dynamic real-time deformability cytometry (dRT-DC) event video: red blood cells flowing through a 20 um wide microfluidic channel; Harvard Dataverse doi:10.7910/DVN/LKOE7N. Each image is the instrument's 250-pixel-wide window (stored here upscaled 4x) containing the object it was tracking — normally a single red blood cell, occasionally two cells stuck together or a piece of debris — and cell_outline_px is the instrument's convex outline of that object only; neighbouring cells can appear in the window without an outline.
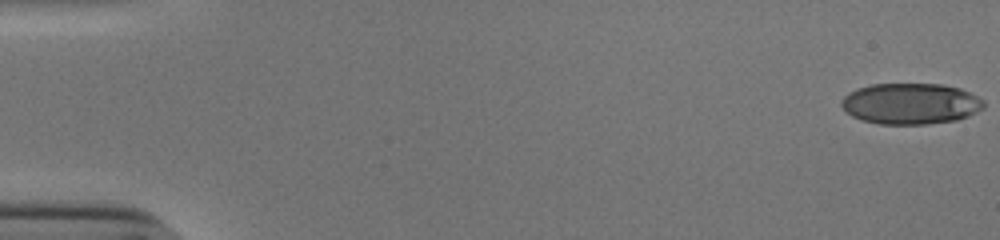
{"species": "human", "species_latin": "Homo sapiens", "temperature_condition": "cold", "stored_images_in_passage": 54, "camera_frame_rate_fps": 3000, "um_per_image_px": 0.085, "donor": {"sex": "male"}, "frame": {"image": 1, "passage_image": 1, "time_ms": 0.0, "image_size_px": [1000, 240], "cell_outline_px": [[984, 108], [968, 116], [956, 120], [928, 124], [880, 124], [864, 120], [852, 116], [840, 104], [840, 100], [848, 92], [856, 88], [872, 84], [940, 84], [960, 88], [984, 100]], "centroid_in_image_um": [77.39, 8.81], "position_along_channel_um": 7.6, "area_um2": 34.04}}
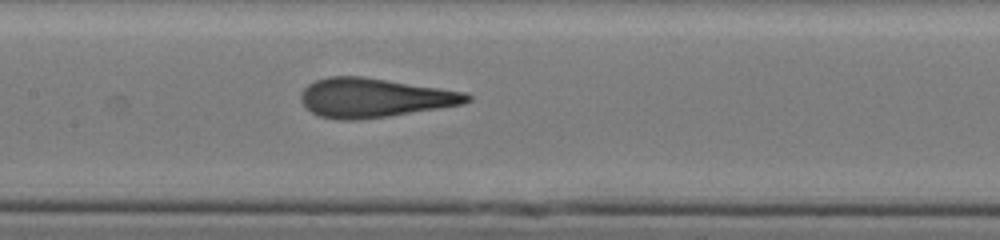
{"frame": {"image": 2, "passage_image": 27, "time_ms": 8.667, "image_size_px": [1000, 240], "cell_outline_px": [[472, 100], [464, 104], [440, 108], [388, 116], [360, 120], [340, 120], [320, 116], [312, 112], [300, 100], [300, 92], [308, 84], [316, 80], [328, 76], [364, 76], [468, 92], [472, 96]], "centroid_in_image_um": [31.84, 8.3], "position_along_channel_um": 175.6, "area_um2": 38.21}}
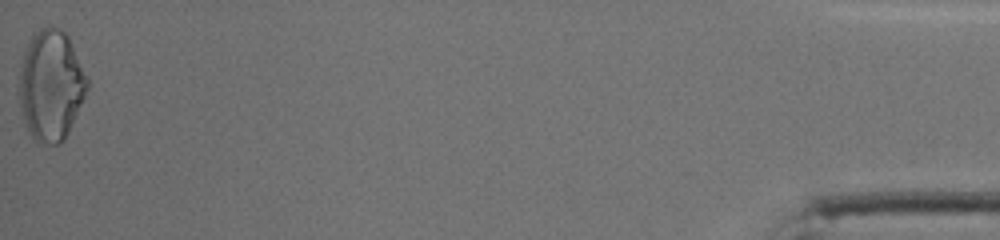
{"frame": {"image": 3, "passage_image": 54, "time_ms": 17.667, "image_size_px": [1000, 240], "cell_outline_px": [[88, 88], [68, 132], [64, 140], [60, 144], [40, 144], [32, 136], [24, 120], [16, 92], [16, 84], [24, 52], [32, 36], [40, 28], [56, 28], [64, 32], [68, 36], [88, 80]], "centroid_in_image_um": [4.29, 7.28], "position_along_channel_um": 430.9, "area_um2": 43.7}, "authors_computed_cell_mechanics": {"area_um2": 36.7608, "velocity_mm_per_s": 3.8655, "shape_relaxation_time_tau1_ms": 4.5736, "shape_relaxation_time_tau2_ms": 0.7463, "deformation_change_tau1": 0.2081, "deformation_change_tau2": 0.1059}}